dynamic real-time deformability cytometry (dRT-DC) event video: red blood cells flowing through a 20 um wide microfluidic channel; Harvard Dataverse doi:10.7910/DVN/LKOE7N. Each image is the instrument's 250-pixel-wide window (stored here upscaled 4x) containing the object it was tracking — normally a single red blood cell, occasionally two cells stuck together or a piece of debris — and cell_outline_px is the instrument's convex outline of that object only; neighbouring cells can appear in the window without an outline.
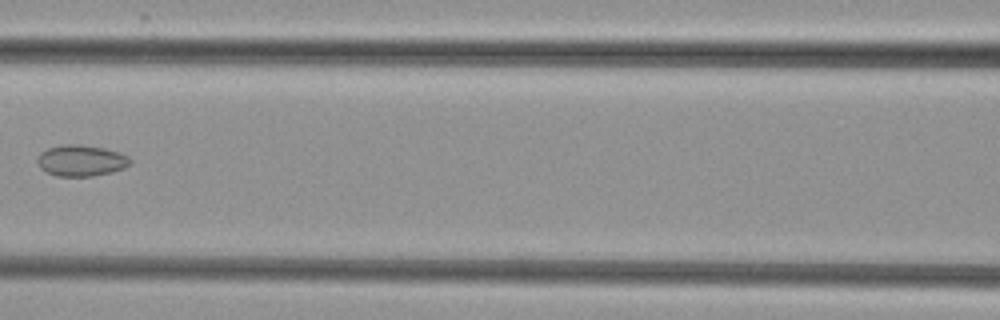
{"species": "common noctule bat (a hibernating species)", "species_latin": "Nyctalus noctula", "temperature_condition": "cold", "stored_images_in_passage": 7, "camera_frame_rate_fps": 3000, "um_per_image_px": 0.085, "animal": {"sex": "female", "body_mass_g": 29.2, "forearm_length_mm": 56.3}, "frame": {"image": 1, "passage_image": 6, "time_ms": 7.0, "image_size_px": [1000, 320], "cell_outline_px": [[132, 160], [124, 168], [112, 172], [92, 176], [56, 176], [40, 168], [36, 160], [40, 152], [48, 148], [60, 144], [80, 144], [104, 148], [128, 156]], "centroid_in_image_um": [6.86, 13.64], "position_along_channel_um": 159.7, "area_um2": 16.88}}
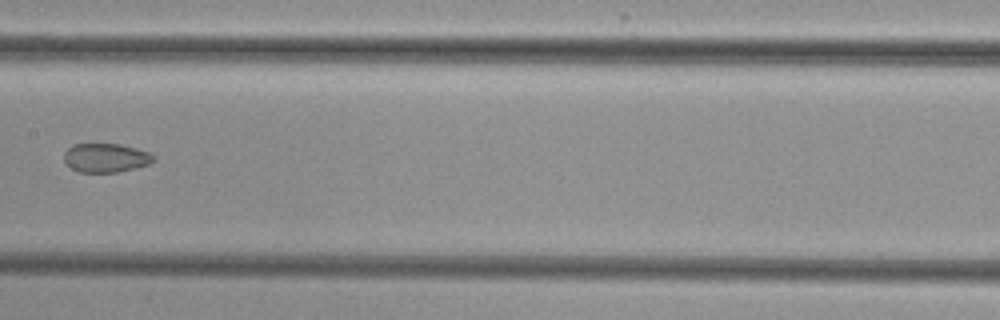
{"frame": {"image": 2, "passage_image": 7, "time_ms": 8.0, "image_size_px": [1000, 320], "cell_outline_px": [[156, 160], [148, 164], [136, 168], [116, 172], [80, 172], [64, 164], [64, 152], [72, 144], [120, 144], [136, 148], [148, 152], [156, 156]], "centroid_in_image_um": [8.99, 13.41], "position_along_channel_um": 198.4, "area_um2": 15.2}}